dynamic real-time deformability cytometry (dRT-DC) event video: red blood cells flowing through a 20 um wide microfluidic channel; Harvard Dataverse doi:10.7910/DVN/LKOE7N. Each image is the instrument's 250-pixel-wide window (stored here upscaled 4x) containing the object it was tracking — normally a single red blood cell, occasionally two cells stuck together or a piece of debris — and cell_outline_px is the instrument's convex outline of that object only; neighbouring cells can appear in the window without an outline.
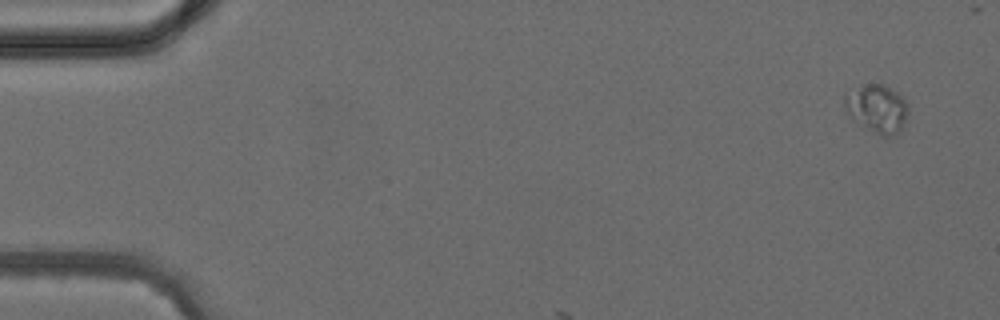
{"species": "common noctule bat (a hibernating species)", "species_latin": "Nyctalus noctula", "temperature_condition": "cold", "stored_images_in_passage": 3, "camera_frame_rate_fps": 3000, "um_per_image_px": 0.085, "animal": {"sex": "female", "body_mass_g": 24.6, "forearm_length_mm": 56.2}, "frame": {"image": 1, "passage_image": 1, "time_ms": 0.0, "image_size_px": [1000, 320], "cell_outline_px": [[908, 112], [900, 128], [892, 136], [884, 136], [852, 120], [844, 104], [844, 96], [868, 84], [884, 84], [896, 92], [904, 100], [908, 108]], "centroid_in_image_um": [74.55, 9.23], "position_along_channel_um": 10.5, "area_um2": 16.99}}